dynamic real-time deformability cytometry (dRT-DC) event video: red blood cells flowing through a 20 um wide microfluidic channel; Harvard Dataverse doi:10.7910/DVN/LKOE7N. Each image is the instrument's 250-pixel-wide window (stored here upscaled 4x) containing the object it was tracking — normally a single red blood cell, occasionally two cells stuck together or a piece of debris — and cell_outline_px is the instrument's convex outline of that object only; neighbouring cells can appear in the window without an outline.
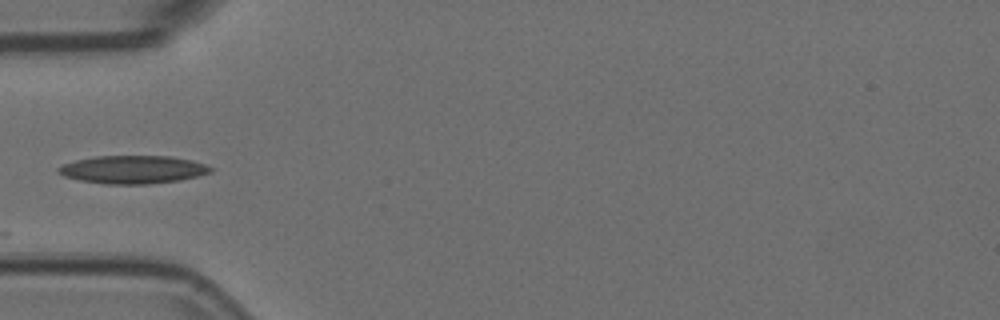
{"species": "Egyptian fruit bat (a non-hibernating species)", "species_latin": "Rousettus aegyptiacus", "temperature_condition": "room temperature", "stored_images_in_passage": 10, "camera_frame_rate_fps": 3000, "um_per_image_px": 0.085, "animal": {"sex": "female"}, "frame": {"image": 1, "passage_image": 1, "time_ms": 0.0, "image_size_px": [1000, 320], "cell_outline_px": [[212, 172], [180, 180], [148, 184], [104, 184], [80, 180], [64, 176], [56, 172], [56, 168], [64, 164], [76, 160], [96, 156], [168, 156], [192, 160], [204, 164], [212, 168]], "centroid_in_image_um": [11.27, 14.41], "position_along_channel_um": 73.7, "area_um2": 24.8}}
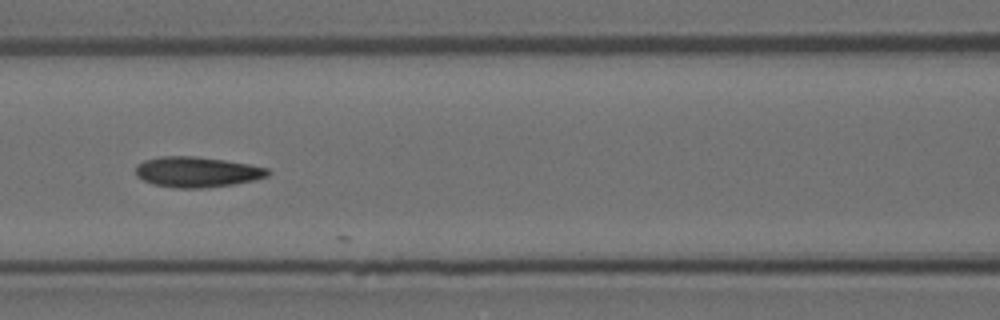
{"frame": {"image": 2, "passage_image": 7, "time_ms": 2.0, "image_size_px": [1000, 320], "cell_outline_px": [[272, 172], [268, 176], [252, 180], [232, 184], [200, 188], [176, 188], [152, 184], [136, 176], [136, 164], [144, 160], [160, 156], [192, 156], [224, 160], [248, 164], [268, 168]], "centroid_in_image_um": [16.71, 14.61], "position_along_channel_um": 149.9, "area_um2": 23.35}}